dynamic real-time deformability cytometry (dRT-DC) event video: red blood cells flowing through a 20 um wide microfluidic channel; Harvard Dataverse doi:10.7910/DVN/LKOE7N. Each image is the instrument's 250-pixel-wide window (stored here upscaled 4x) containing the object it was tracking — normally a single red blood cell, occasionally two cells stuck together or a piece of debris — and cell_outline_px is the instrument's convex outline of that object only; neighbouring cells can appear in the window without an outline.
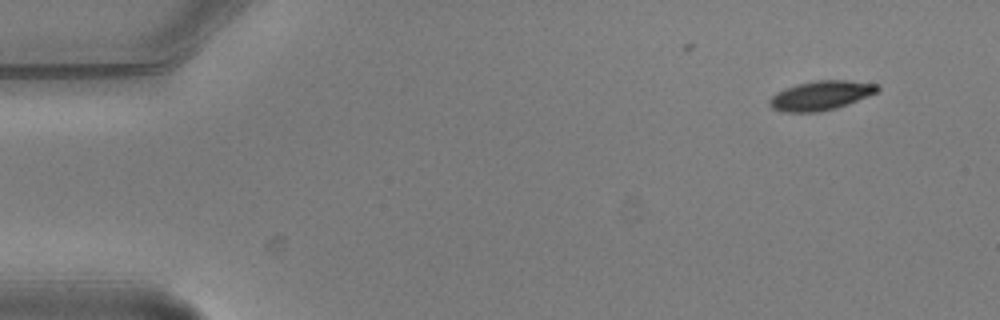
{"species": "common noctule bat (a hibernating species)", "species_latin": "Nyctalus noctula", "temperature_condition": "warm", "stored_images_in_passage": 7, "camera_frame_rate_fps": 3000, "um_per_image_px": 0.085, "animal": {"sex": "male", "body_mass_g": 20.5, "forearm_length_mm": 52.5}, "frame": {"image": 1, "passage_image": 1, "time_ms": 0.0, "image_size_px": [1000, 320], "cell_outline_px": [[880, 88], [876, 92], [836, 108], [816, 112], [780, 112], [772, 108], [768, 104], [768, 100], [776, 92], [796, 84], [816, 80], [844, 80], [880, 84]], "centroid_in_image_um": [69.72, 8.11], "position_along_channel_um": 15.3, "area_um2": 18.32}}
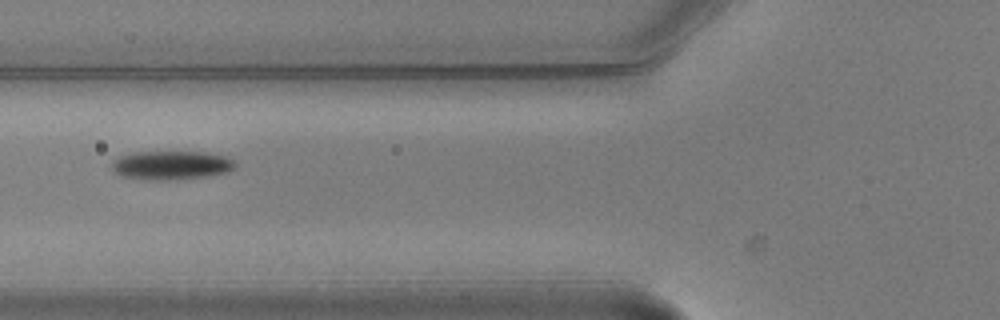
{"frame": {"image": 2, "passage_image": 5, "time_ms": 1.333, "image_size_px": [1000, 320], "cell_outline_px": [[236, 164], [228, 172], [208, 176], [176, 180], [148, 180], [120, 176], [112, 168], [112, 160], [120, 156], [132, 152], [208, 152], [228, 156]], "centroid_in_image_um": [14.56, 14.04], "position_along_channel_um": 111.2, "area_um2": 20.92}}
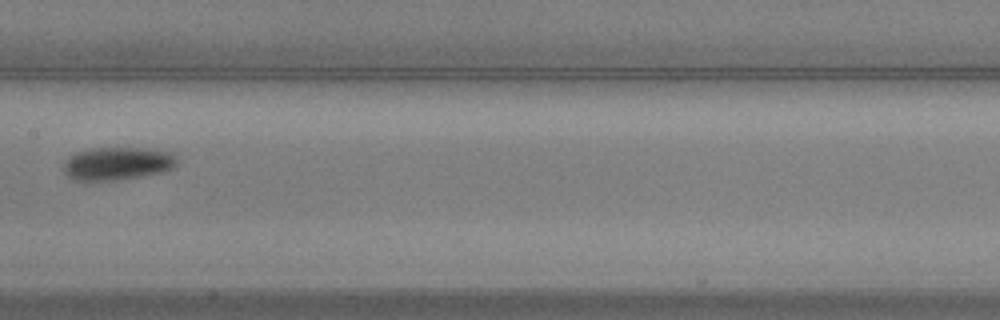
{"frame": {"image": 3, "passage_image": 7, "time_ms": 2.0, "image_size_px": [1000, 320], "cell_outline_px": [[176, 168], [164, 172], [116, 180], [76, 180], [68, 176], [64, 172], [64, 164], [68, 156], [76, 152], [92, 148], [144, 148], [168, 152], [176, 156]], "centroid_in_image_um": [9.99, 13.9], "position_along_channel_um": 197.4, "area_um2": 21.73}}